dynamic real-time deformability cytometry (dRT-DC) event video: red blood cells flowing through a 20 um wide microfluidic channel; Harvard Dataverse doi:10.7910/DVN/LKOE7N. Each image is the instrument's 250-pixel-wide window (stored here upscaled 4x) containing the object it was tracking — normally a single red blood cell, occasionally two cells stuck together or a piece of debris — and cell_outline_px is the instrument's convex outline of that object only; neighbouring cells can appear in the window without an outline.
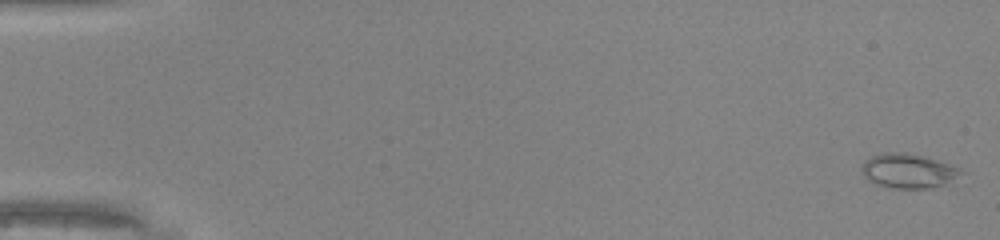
{"species": "common noctule bat (a hibernating species)", "species_latin": "Nyctalus noctula", "temperature_condition": "warm", "stored_images_in_passage": 49, "camera_frame_rate_fps": 3000, "um_per_image_px": 0.085, "animal": {"sex": "male", "body_mass_g": 20.0, "forearm_length_mm": 53.3}, "frame": {"image": 1, "passage_image": 1, "time_ms": 0.0, "image_size_px": [1000, 240], "cell_outline_px": [[968, 172], [944, 184], [928, 188], [892, 188], [876, 184], [868, 180], [860, 172], [860, 168], [864, 160], [872, 156], [884, 152], [904, 152], [924, 156], [960, 168]], "centroid_in_image_um": [77.18, 14.52], "position_along_channel_um": 7.8, "area_um2": 20.06}}
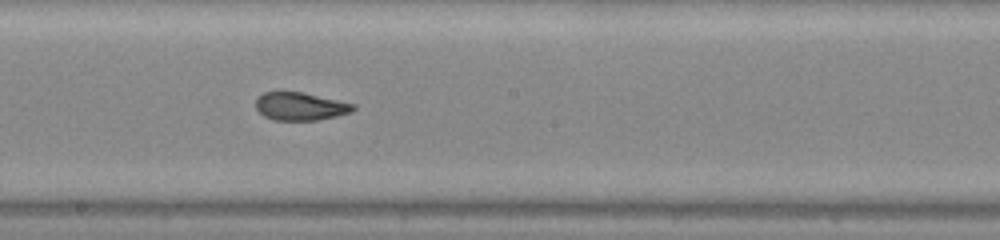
{"frame": {"image": 2, "passage_image": 28, "time_ms": 9.0, "image_size_px": [1000, 240], "cell_outline_px": [[356, 108], [352, 112], [336, 116], [316, 120], [272, 120], [264, 116], [256, 108], [256, 96], [264, 92], [300, 92], [356, 104]], "centroid_in_image_um": [25.52, 9.04], "position_along_channel_um": 222.7, "area_um2": 15.84}}
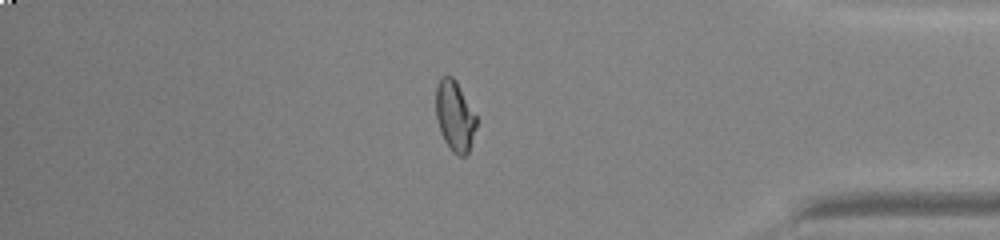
{"frame": {"image": 3, "passage_image": 42, "time_ms": 13.667, "image_size_px": [1000, 240], "cell_outline_px": [[476, 128], [468, 152], [464, 156], [460, 156], [452, 152], [444, 140], [440, 132], [436, 116], [436, 88], [440, 76], [452, 76], [456, 80], [476, 116]], "centroid_in_image_um": [38.64, 9.85], "position_along_channel_um": 396.6, "area_um2": 16.53}, "authors_computed_cell_mechanics": {"area_um2": 17.4556, "velocity_mm_per_s": 4.2967, "shape_relaxation_time_tau1_ms": null, "shape_relaxation_time_tau2_ms": 1.1773, "deformation_change_tau1": null, "deformation_change_tau2": 0.0611}}